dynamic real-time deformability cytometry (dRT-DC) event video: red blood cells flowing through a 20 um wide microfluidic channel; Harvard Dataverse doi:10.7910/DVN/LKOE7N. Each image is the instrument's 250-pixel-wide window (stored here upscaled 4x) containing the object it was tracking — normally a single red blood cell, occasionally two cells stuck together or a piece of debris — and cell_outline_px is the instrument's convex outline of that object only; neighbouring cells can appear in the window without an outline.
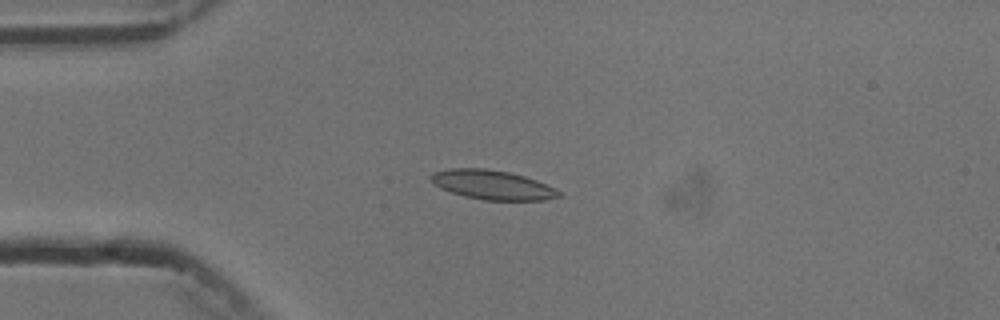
{"species": "common noctule bat (a hibernating species)", "species_latin": "Nyctalus noctula", "temperature_condition": "cold", "stored_images_in_passage": 7, "camera_frame_rate_fps": 3000, "um_per_image_px": 0.085, "animal": {"sex": "male", "body_mass_g": 13.3}, "frame": {"image": 1, "passage_image": 3, "time_ms": 2.333, "image_size_px": [1000, 320], "cell_outline_px": [[564, 196], [544, 200], [484, 200], [464, 196], [440, 188], [428, 176], [432, 172], [452, 168], [488, 168], [508, 172], [524, 176], [536, 180], [556, 188]], "centroid_in_image_um": [41.88, 15.71], "position_along_channel_um": 43.1, "area_um2": 21.91}}
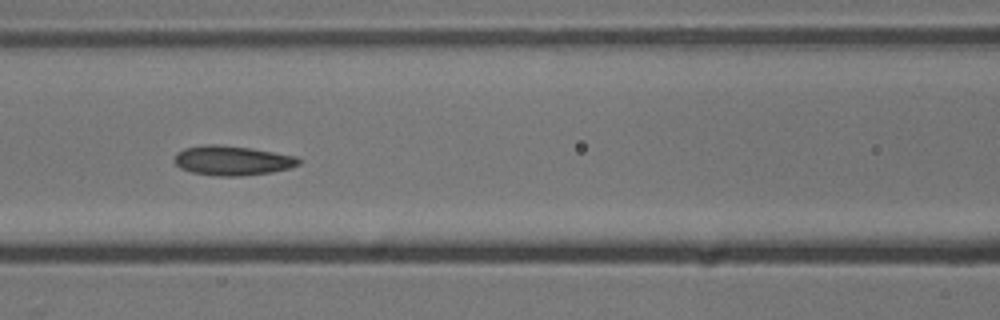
{"frame": {"image": 2, "passage_image": 6, "time_ms": 5.667, "image_size_px": [1000, 320], "cell_outline_px": [[300, 164], [288, 168], [272, 172], [240, 176], [216, 176], [192, 172], [180, 168], [172, 160], [176, 152], [184, 148], [204, 144], [216, 144], [252, 148], [296, 156], [300, 160]], "centroid_in_image_um": [19.7, 13.64], "position_along_channel_um": 146.9, "area_um2": 21.56}}
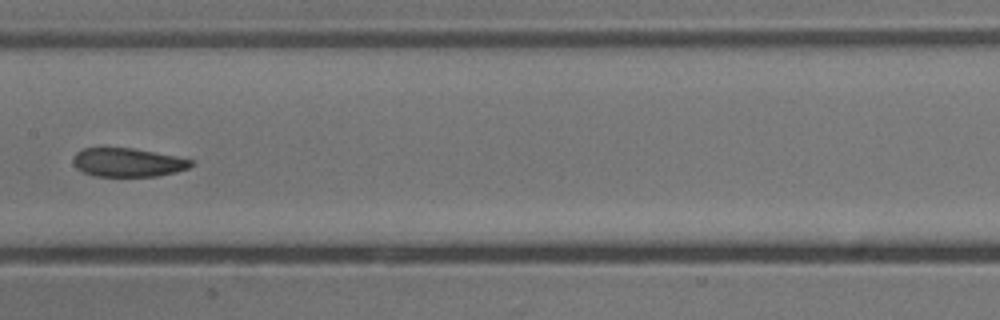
{"frame": {"image": 3, "passage_image": 7, "time_ms": 7.0, "image_size_px": [1000, 320], "cell_outline_px": [[196, 164], [188, 168], [176, 172], [156, 176], [92, 176], [76, 168], [72, 160], [76, 152], [84, 148], [132, 148], [176, 156], [196, 160]], "centroid_in_image_um": [10.9, 13.81], "position_along_channel_um": 196.5, "area_um2": 19.83}}